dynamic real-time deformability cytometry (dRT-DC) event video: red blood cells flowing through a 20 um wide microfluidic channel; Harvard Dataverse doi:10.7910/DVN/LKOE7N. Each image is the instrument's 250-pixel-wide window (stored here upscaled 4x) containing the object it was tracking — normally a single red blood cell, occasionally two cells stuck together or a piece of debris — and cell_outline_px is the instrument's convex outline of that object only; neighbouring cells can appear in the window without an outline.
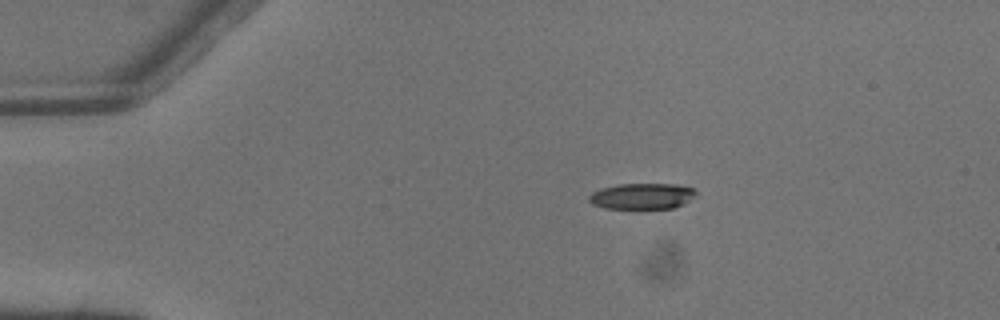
{"species": "common noctule bat (a hibernating species)", "species_latin": "Nyctalus noctula", "temperature_condition": "warm", "stored_images_in_passage": 4, "camera_frame_rate_fps": 3000, "um_per_image_px": 0.085, "animal": {"sex": "male", "body_mass_g": 13.3}, "frame": {"image": 1, "passage_image": 2, "time_ms": 0.333, "image_size_px": [1000, 320], "cell_outline_px": [[696, 192], [684, 204], [672, 208], [604, 208], [592, 204], [588, 200], [588, 196], [592, 192], [600, 188], [620, 184], [676, 184], [692, 188]], "centroid_in_image_um": [54.52, 16.67], "position_along_channel_um": 30.5, "area_um2": 16.01}}
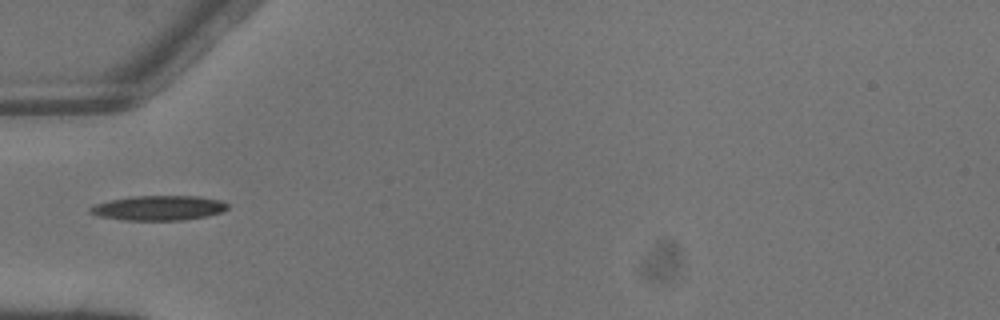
{"frame": {"image": 2, "passage_image": 4, "time_ms": 1.0, "image_size_px": [1000, 320], "cell_outline_px": [[228, 208], [220, 212], [208, 216], [184, 220], [124, 220], [100, 216], [88, 212], [88, 208], [96, 204], [108, 200], [132, 196], [196, 196], [220, 200], [228, 204]], "centroid_in_image_um": [13.47, 17.67], "position_along_channel_um": 71.5, "area_um2": 19.83}}